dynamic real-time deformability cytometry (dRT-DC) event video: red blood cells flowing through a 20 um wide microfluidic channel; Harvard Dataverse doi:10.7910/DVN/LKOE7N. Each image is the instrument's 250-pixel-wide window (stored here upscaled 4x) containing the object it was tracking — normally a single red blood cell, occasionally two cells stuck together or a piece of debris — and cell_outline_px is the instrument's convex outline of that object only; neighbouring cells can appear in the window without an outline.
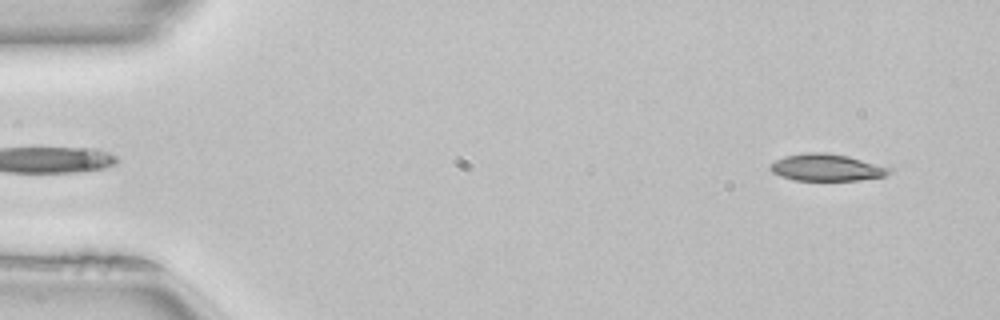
{"species": "common noctule bat (a hibernating species)", "species_latin": "Nyctalus noctula", "temperature_condition": "room temperature", "stored_images_in_passage": 50, "camera_frame_rate_fps": 3000, "um_per_image_px": 0.085, "animal": {"sex": "female", "body_mass_g": 22.7, "forearm_length_mm": 54.2}, "frame": {"image": 1, "passage_image": 3, "time_ms": 0.667, "image_size_px": [1000, 320], "cell_outline_px": [[892, 172], [884, 176], [860, 180], [796, 180], [780, 176], [772, 172], [768, 168], [768, 164], [784, 156], [804, 152], [824, 152], [848, 156], [892, 168]], "centroid_in_image_um": [70.23, 14.23], "position_along_channel_um": 14.8, "area_um2": 18.79}}
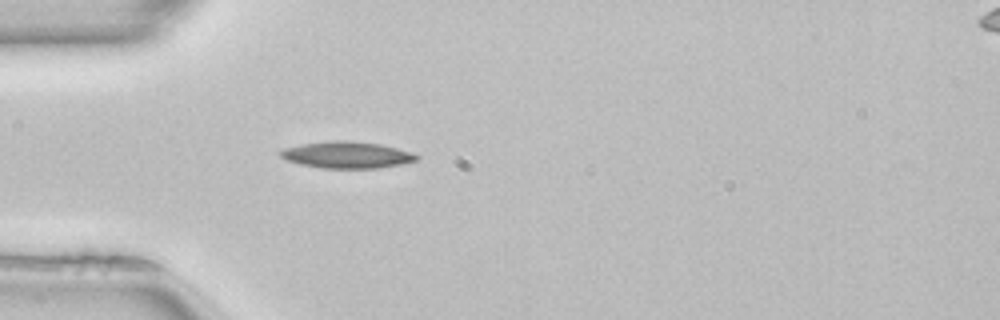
{"frame": {"image": 2, "passage_image": 14, "time_ms": 4.333, "image_size_px": [1000, 320], "cell_outline_px": [[420, 160], [400, 164], [376, 168], [324, 168], [300, 164], [288, 160], [280, 156], [276, 152], [284, 148], [300, 144], [336, 140], [348, 140], [380, 144], [412, 152], [420, 156]], "centroid_in_image_um": [29.49, 13.16], "position_along_channel_um": 55.5, "area_um2": 21.15}}
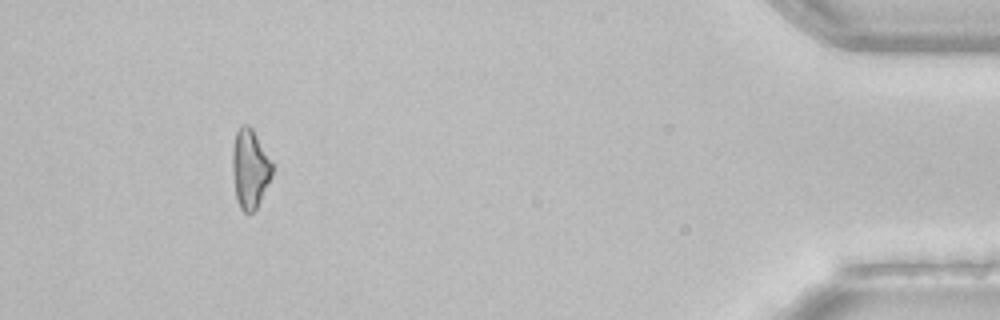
{"frame": {"image": 3, "passage_image": 46, "time_ms": 15.0, "image_size_px": [1000, 320], "cell_outline_px": [[272, 176], [256, 208], [252, 212], [244, 212], [240, 208], [236, 200], [232, 172], [232, 152], [236, 132], [244, 124], [248, 124], [252, 128], [272, 164]], "centroid_in_image_um": [21.22, 14.36], "position_along_channel_um": 414.0, "area_um2": 18.03}, "authors_computed_cell_mechanics": {"area_um2": 19.1029, "velocity_mm_per_s": 4.0489, "shape_relaxation_time_tau1_ms": 7.3651, "shape_relaxation_time_tau2_ms": null, "deformation_change_tau1": 0.1848, "deformation_change_tau2": null}}